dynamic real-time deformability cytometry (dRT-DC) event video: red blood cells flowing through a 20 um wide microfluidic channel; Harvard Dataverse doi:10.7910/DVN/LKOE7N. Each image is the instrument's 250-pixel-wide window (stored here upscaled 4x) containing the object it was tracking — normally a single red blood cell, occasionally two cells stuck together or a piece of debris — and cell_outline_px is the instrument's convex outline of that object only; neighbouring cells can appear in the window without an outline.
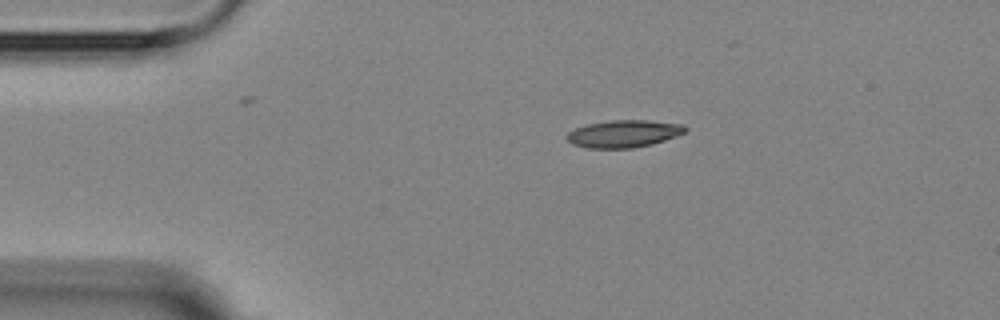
{"species": "Egyptian fruit bat (a non-hibernating species)", "species_latin": "Rousettus aegyptiacus", "temperature_condition": "room temperature", "stored_images_in_passage": 6, "camera_frame_rate_fps": 3000, "um_per_image_px": 0.085, "animal": {"sex": "female"}, "frame": {"image": 1, "passage_image": 1, "time_ms": 0.0, "image_size_px": [1000, 320], "cell_outline_px": [[688, 128], [684, 132], [676, 136], [652, 144], [632, 148], [588, 148], [572, 144], [568, 140], [568, 132], [576, 128], [588, 124], [612, 120], [648, 120], [680, 124]], "centroid_in_image_um": [53.02, 11.37], "position_along_channel_um": 32.0, "area_um2": 18.61}}
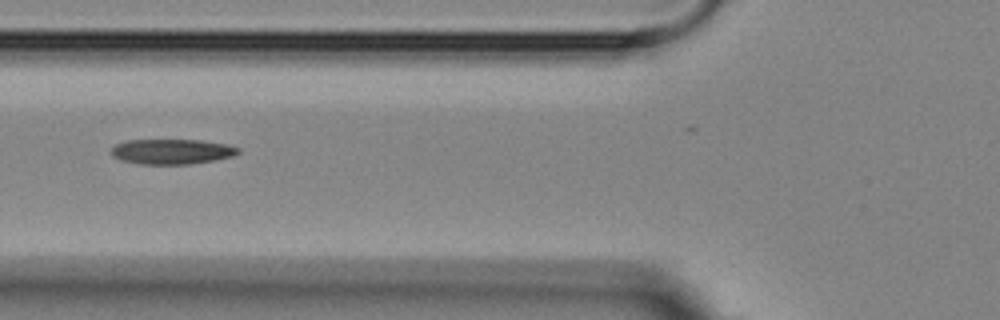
{"frame": {"image": 2, "passage_image": 4, "time_ms": 3.333, "image_size_px": [1000, 320], "cell_outline_px": [[240, 152], [232, 156], [216, 160], [188, 164], [140, 164], [120, 160], [112, 156], [112, 148], [116, 144], [128, 140], [200, 140], [228, 144], [240, 148]], "centroid_in_image_um": [14.63, 12.88], "position_along_channel_um": 111.2, "area_um2": 18.61}}
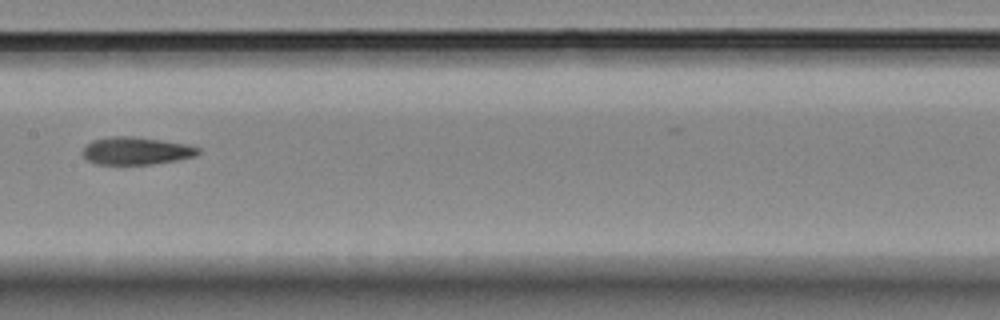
{"frame": {"image": 3, "passage_image": 6, "time_ms": 5.667, "image_size_px": [1000, 320], "cell_outline_px": [[200, 152], [196, 156], [176, 160], [152, 164], [96, 164], [88, 160], [80, 152], [92, 140], [112, 136], [136, 136], [188, 144], [200, 148]], "centroid_in_image_um": [11.59, 12.81], "position_along_channel_um": 195.8, "area_um2": 18.67}}